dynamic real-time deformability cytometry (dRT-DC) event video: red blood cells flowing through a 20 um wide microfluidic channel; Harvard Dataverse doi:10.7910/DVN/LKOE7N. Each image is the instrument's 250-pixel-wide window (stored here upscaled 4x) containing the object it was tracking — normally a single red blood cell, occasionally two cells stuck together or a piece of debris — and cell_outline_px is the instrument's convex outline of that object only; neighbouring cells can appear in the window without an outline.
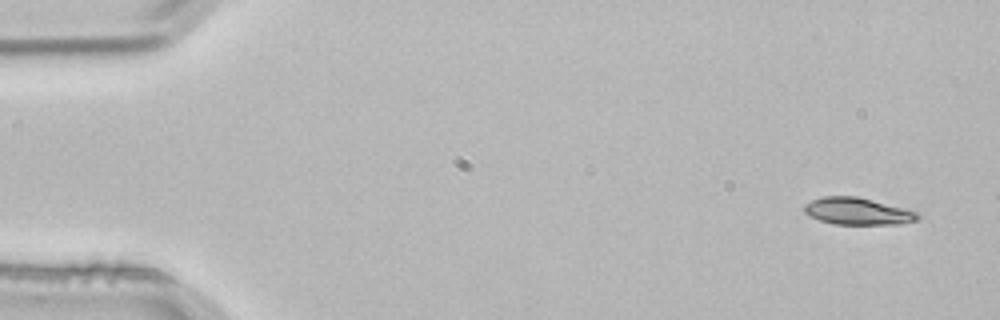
{"species": "common noctule bat (a hibernating species)", "species_latin": "Nyctalus noctula", "temperature_condition": "room temperature", "stored_images_in_passage": 4, "camera_frame_rate_fps": 3000, "um_per_image_px": 0.085, "animal": {"sex": "male", "body_mass_g": 21.5, "forearm_length_mm": 52.0}, "frame": {"image": 1, "passage_image": 1, "time_ms": 0.0, "image_size_px": [1000, 320], "cell_outline_px": [[920, 220], [900, 224], [832, 224], [820, 220], [804, 212], [804, 204], [812, 200], [824, 196], [856, 196], [920, 212]], "centroid_in_image_um": [72.94, 17.96], "position_along_channel_um": 12.1, "area_um2": 17.86}}